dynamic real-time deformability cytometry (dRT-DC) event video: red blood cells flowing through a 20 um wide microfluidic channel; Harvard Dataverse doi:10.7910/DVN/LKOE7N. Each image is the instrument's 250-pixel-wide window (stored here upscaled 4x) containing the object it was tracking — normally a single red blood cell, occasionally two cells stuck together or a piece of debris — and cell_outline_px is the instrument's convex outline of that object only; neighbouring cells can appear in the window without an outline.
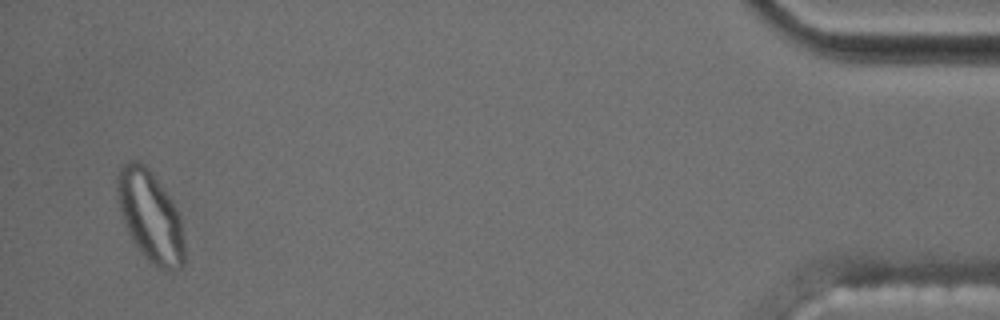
{"species": "common noctule bat (a hibernating species)", "species_latin": "Nyctalus noctula", "temperature_condition": "cold", "stored_images_in_passage": 50, "segment_of_instrument_passage": [2, 2], "camera_frame_rate_fps": 3000, "um_per_image_px": 0.085, "animal": {"sex": "male", "body_mass_g": 17.5, "forearm_length_mm": 52.3}, "frame": {"image": 1, "passage_image": 48, "time_ms": 15.667, "image_size_px": [1000, 320], "cell_outline_px": [[184, 264], [180, 268], [156, 268], [144, 256], [136, 244], [124, 224], [116, 200], [116, 176], [120, 164], [128, 160], [136, 160], [144, 164], [152, 172], [172, 200], [176, 208], [180, 220], [184, 248]], "centroid_in_image_um": [12.72, 18.31], "position_along_channel_um": 422.5, "area_um2": 35.55}}